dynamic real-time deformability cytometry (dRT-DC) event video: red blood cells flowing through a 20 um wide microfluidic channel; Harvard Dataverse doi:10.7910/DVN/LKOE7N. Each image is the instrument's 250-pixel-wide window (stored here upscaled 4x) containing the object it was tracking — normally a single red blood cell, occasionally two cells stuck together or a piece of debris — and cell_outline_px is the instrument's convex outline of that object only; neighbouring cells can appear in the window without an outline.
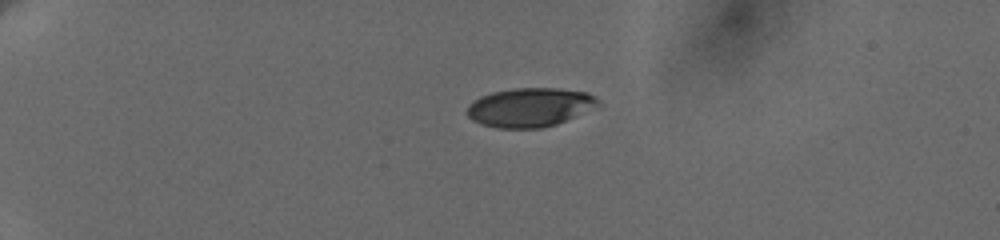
{"species": "human", "species_latin": "Homo sapiens", "temperature_condition": "cold", "stored_images_in_passage": 4, "camera_frame_rate_fps": 3000, "um_per_image_px": 0.085, "donor": {"sex": "female"}, "frame": {"image": 1, "passage_image": 1, "time_ms": 0.0, "image_size_px": [1000, 240], "cell_outline_px": [[600, 104], [556, 124], [540, 128], [496, 128], [480, 124], [472, 120], [468, 116], [468, 104], [472, 100], [480, 96], [492, 92], [512, 88], [556, 88], [588, 92], [596, 96], [600, 100]], "centroid_in_image_um": [45.0, 9.11], "position_along_channel_um": 40.0, "area_um2": 29.71}}
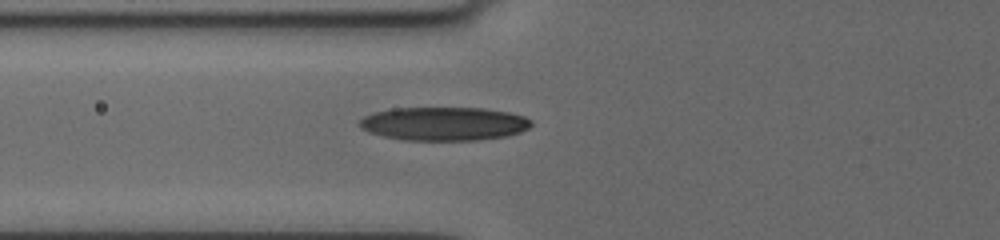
{"frame": {"image": 2, "passage_image": 4, "time_ms": 3.333, "image_size_px": [1000, 240], "cell_outline_px": [[532, 124], [528, 128], [520, 132], [508, 136], [480, 140], [404, 140], [384, 136], [368, 132], [360, 128], [360, 120], [364, 116], [372, 112], [392, 108], [484, 108], [508, 112], [524, 116], [532, 120]], "centroid_in_image_um": [37.74, 10.52], "position_along_channel_um": 88.1, "area_um2": 33.76}}